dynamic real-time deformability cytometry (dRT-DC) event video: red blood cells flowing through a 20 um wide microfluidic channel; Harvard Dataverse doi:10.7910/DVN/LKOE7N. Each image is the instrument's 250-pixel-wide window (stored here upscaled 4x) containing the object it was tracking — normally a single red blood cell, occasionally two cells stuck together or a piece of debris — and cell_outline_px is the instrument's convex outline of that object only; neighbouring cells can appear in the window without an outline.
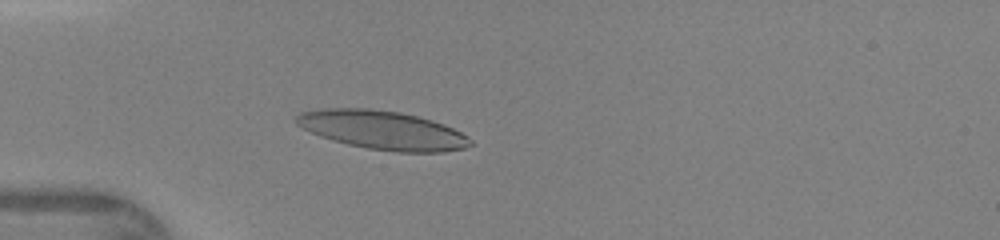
{"species": "human", "species_latin": "Homo sapiens", "temperature_condition": "warm", "stored_images_in_passage": 44, "camera_frame_rate_fps": 3000, "um_per_image_px": 0.085, "donor": {"sex": "female"}, "frame": {"image": 1, "passage_image": 12, "time_ms": 3.667, "image_size_px": [1000, 240], "cell_outline_px": [[472, 144], [464, 148], [444, 152], [396, 152], [368, 148], [348, 144], [320, 136], [296, 124], [296, 116], [300, 112], [324, 108], [368, 108], [400, 112], [432, 120], [444, 124], [468, 136], [472, 140]], "centroid_in_image_um": [32.53, 11.05], "position_along_channel_um": 52.5, "area_um2": 39.07}}
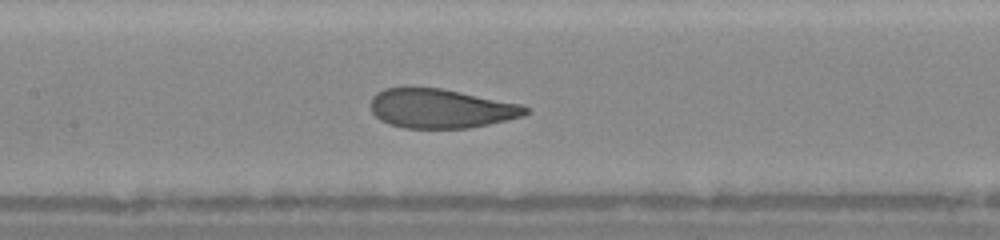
{"frame": {"image": 2, "passage_image": 21, "time_ms": 6.667, "image_size_px": [1000, 240], "cell_outline_px": [[532, 112], [524, 116], [508, 120], [468, 128], [404, 128], [388, 124], [380, 120], [372, 112], [372, 96], [376, 92], [384, 88], [408, 84], [412, 84], [440, 88], [524, 104]], "centroid_in_image_um": [37.46, 9.18], "position_along_channel_um": 169.9, "area_um2": 36.41}}
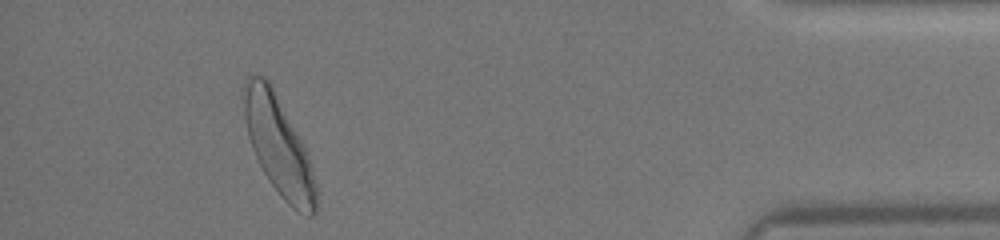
{"frame": {"image": 3, "passage_image": 41, "time_ms": 13.333, "image_size_px": [1000, 240], "cell_outline_px": [[316, 212], [312, 216], [308, 216], [296, 212], [280, 196], [264, 172], [252, 148], [248, 136], [244, 116], [244, 80], [252, 72], [264, 76], [272, 84], [312, 164], [316, 184]], "centroid_in_image_um": [23.68, 12.38], "position_along_channel_um": 411.5, "area_um2": 41.15}}